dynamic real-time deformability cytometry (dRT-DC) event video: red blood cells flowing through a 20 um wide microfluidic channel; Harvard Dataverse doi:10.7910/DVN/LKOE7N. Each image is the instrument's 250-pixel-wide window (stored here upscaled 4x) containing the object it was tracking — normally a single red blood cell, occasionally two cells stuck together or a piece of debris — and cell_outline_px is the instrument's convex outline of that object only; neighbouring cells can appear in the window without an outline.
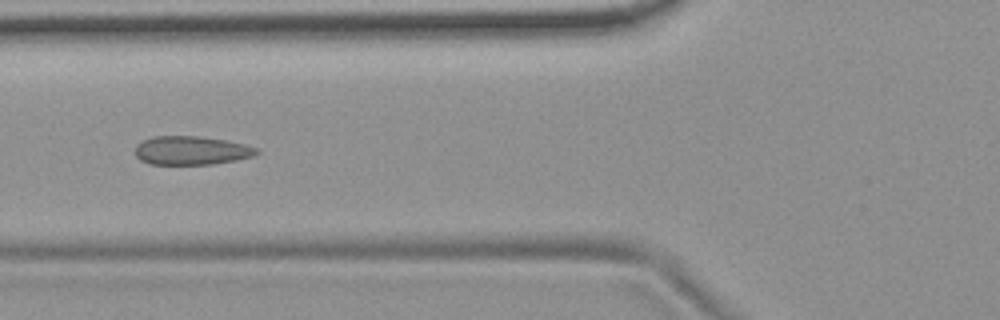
{"species": "common noctule bat (a hibernating species)", "species_latin": "Nyctalus noctula", "temperature_condition": "room temperature", "stored_images_in_passage": 9, "camera_frame_rate_fps": 3000, "um_per_image_px": 0.085, "animal": {"sex": "female", "body_mass_g": 19.9}, "frame": {"image": 1, "passage_image": 8, "time_ms": 2.333, "image_size_px": [1000, 320], "cell_outline_px": [[260, 152], [252, 156], [236, 160], [212, 164], [148, 164], [140, 160], [136, 156], [136, 144], [152, 136], [196, 136], [224, 140], [244, 144], [256, 148]], "centroid_in_image_um": [16.23, 12.79], "position_along_channel_um": 109.6, "area_um2": 20.17}}
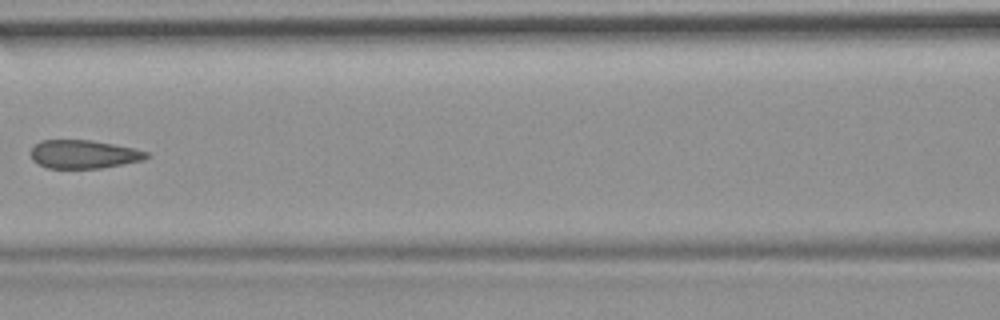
{"frame": {"image": 2, "passage_image": 9, "time_ms": 2.667, "image_size_px": [1000, 320], "cell_outline_px": [[152, 156], [144, 160], [100, 168], [48, 168], [32, 160], [32, 148], [40, 140], [92, 140], [136, 148], [148, 152]], "centroid_in_image_um": [7.17, 13.1], "position_along_channel_um": 159.4, "area_um2": 19.19}}